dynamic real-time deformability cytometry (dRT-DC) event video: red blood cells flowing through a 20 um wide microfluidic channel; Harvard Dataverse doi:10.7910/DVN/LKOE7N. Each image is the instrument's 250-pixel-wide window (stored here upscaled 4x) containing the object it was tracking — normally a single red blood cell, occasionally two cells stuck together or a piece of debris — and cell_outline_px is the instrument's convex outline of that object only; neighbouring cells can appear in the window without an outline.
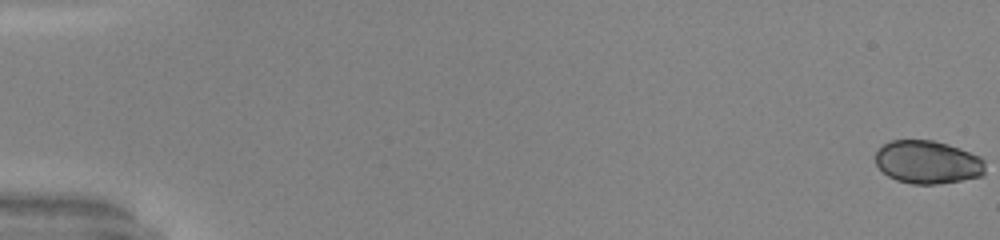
{"species": "common noctule bat (a hibernating species)", "species_latin": "Nyctalus noctula", "temperature_condition": "warm", "stored_images_in_passage": 51, "camera_frame_rate_fps": 3000, "um_per_image_px": 0.085, "animal": {"sex": "male", "body_mass_g": 20.0, "forearm_length_mm": 53.3}, "frame": {"image": 1, "passage_image": 1, "time_ms": 0.0, "image_size_px": [1000, 240], "cell_outline_px": [[984, 172], [980, 176], [960, 180], [936, 184], [912, 184], [896, 180], [888, 176], [876, 164], [876, 152], [884, 144], [892, 140], [932, 140], [948, 144], [960, 148], [980, 156], [984, 160]], "centroid_in_image_um": [78.85, 13.78], "position_along_channel_um": 6.2, "area_um2": 27.46}}